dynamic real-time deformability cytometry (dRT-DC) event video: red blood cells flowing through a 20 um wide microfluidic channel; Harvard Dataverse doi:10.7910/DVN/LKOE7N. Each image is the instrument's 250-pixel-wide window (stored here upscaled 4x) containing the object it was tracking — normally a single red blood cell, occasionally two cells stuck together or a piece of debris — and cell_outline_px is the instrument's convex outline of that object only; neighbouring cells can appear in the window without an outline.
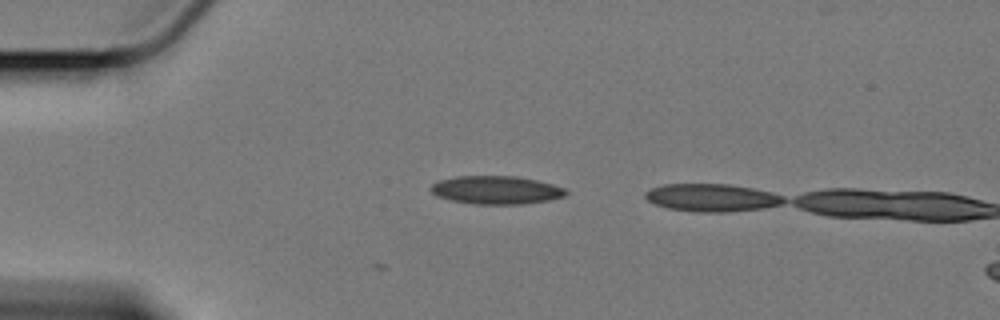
{"species": "Egyptian fruit bat (a non-hibernating species)", "species_latin": "Rousettus aegyptiacus", "temperature_condition": "cold", "stored_images_in_passage": 5, "camera_frame_rate_fps": 3000, "um_per_image_px": 0.085, "animal": {"sex": "female"}, "frame": {"image": 1, "passage_image": 1, "time_ms": 0.0, "image_size_px": [1000, 320], "cell_outline_px": [[568, 192], [564, 196], [548, 200], [524, 204], [476, 204], [452, 200], [436, 196], [428, 188], [432, 184], [440, 180], [456, 176], [516, 176], [536, 180], [552, 184], [564, 188]], "centroid_in_image_um": [42.15, 16.15], "position_along_channel_um": 42.8, "area_um2": 22.14}}